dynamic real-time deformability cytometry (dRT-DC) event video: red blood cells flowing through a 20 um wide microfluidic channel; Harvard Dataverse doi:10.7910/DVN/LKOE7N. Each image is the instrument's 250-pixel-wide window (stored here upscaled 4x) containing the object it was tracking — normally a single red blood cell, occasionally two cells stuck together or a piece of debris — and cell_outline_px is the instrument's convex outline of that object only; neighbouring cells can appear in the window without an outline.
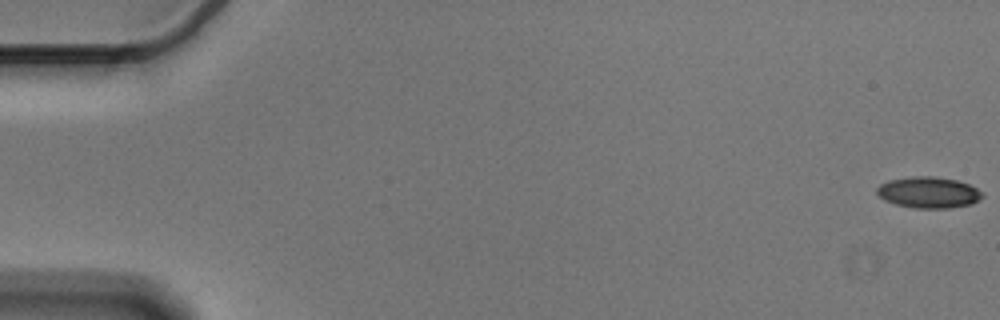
{"species": "Egyptian fruit bat (a non-hibernating species)", "species_latin": "Rousettus aegyptiacus", "temperature_condition": "cold", "stored_images_in_passage": 57, "camera_frame_rate_fps": 3000, "um_per_image_px": 0.085, "animal": {"sex": "male"}, "frame": {"image": 1, "passage_image": 1, "time_ms": 0.0, "image_size_px": [1000, 320], "cell_outline_px": [[984, 196], [972, 204], [948, 208], [912, 208], [896, 204], [884, 200], [876, 192], [876, 188], [880, 184], [888, 180], [912, 176], [936, 176], [956, 180], [968, 184], [984, 192]], "centroid_in_image_um": [78.93, 16.35], "position_along_channel_um": 6.1, "area_um2": 19.31}}
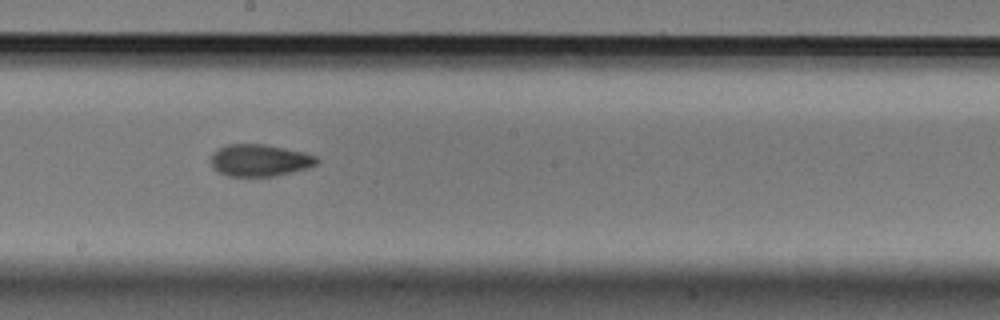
{"frame": {"image": 2, "passage_image": 32, "time_ms": 10.333, "image_size_px": [1000, 320], "cell_outline_px": [[320, 160], [316, 164], [308, 168], [292, 172], [272, 176], [228, 176], [220, 172], [212, 164], [212, 152], [224, 144], [264, 144], [304, 152], [316, 156]], "centroid_in_image_um": [22.09, 13.61], "position_along_channel_um": 226.1, "area_um2": 19.65}}
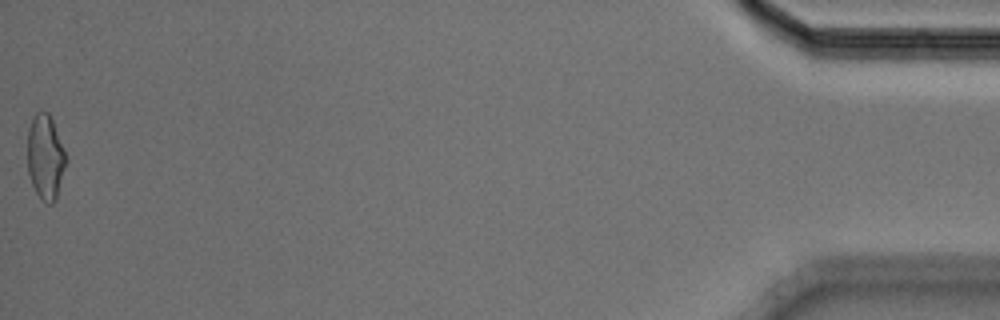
{"frame": {"image": 3, "passage_image": 57, "time_ms": 18.667, "image_size_px": [1000, 320], "cell_outline_px": [[68, 160], [56, 200], [52, 204], [48, 204], [40, 200], [32, 184], [28, 172], [28, 128], [36, 112], [48, 112], [52, 120], [64, 148]], "centroid_in_image_um": [3.88, 13.4], "position_along_channel_um": 431.3, "area_um2": 19.19}, "authors_computed_cell_mechanics": {"area_um2": 19.4208, "velocity_mm_per_s": 3.5922, "shape_relaxation_time_tau1_ms": 6.2046, "shape_relaxation_time_tau2_ms": 2.5766, "deformation_change_tau1": 0.1227, "deformation_change_tau2": 0.083}}